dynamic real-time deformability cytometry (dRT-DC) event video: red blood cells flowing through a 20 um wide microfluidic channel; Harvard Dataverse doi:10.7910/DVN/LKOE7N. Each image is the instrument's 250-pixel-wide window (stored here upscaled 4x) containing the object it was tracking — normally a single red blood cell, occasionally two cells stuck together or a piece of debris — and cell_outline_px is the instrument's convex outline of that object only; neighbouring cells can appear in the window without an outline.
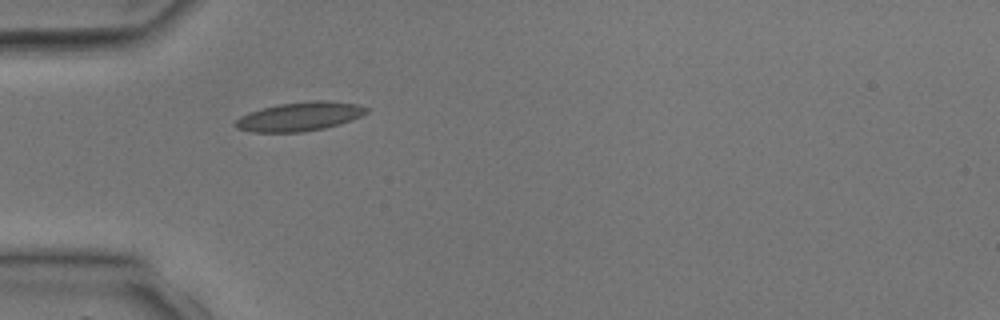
{"species": "common noctule bat (a hibernating species)", "species_latin": "Nyctalus noctula", "temperature_condition": "room temperature", "stored_images_in_passage": 3, "camera_frame_rate_fps": 3000, "um_per_image_px": 0.085, "animal": {"sex": "male", "body_mass_g": 17.9, "forearm_length_mm": 54.2}, "frame": {"image": 1, "passage_image": 3, "time_ms": 3.333, "image_size_px": [1000, 320], "cell_outline_px": [[368, 112], [352, 120], [340, 124], [324, 128], [300, 132], [252, 132], [236, 128], [232, 124], [240, 116], [248, 112], [280, 104], [316, 100], [328, 100], [356, 104], [368, 108]], "centroid_in_image_um": [25.45, 9.91], "position_along_channel_um": 59.5, "area_um2": 22.02}}